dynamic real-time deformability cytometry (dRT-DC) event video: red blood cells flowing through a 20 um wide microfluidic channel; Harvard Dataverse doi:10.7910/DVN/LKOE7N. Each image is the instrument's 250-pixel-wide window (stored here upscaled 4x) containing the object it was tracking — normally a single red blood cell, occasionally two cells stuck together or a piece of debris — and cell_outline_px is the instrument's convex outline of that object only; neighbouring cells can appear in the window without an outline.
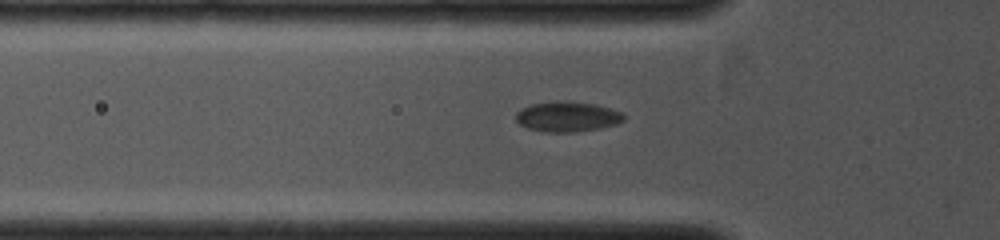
{"species": "common noctule bat (a hibernating species)", "species_latin": "Nyctalus noctula", "temperature_condition": "cold", "stored_images_in_passage": 35, "camera_frame_rate_fps": 4000, "um_per_image_px": 0.085, "animal": {"sex": "female", "body_mass_g": 19.0, "forearm_length_mm": 53.3}, "frame": {"image": 1, "passage_image": 4, "time_ms": 1.0, "image_size_px": [1000, 240], "cell_outline_px": [[624, 120], [616, 124], [600, 128], [576, 132], [544, 132], [528, 128], [520, 124], [516, 120], [516, 112], [520, 108], [532, 104], [556, 100], [596, 104], [624, 112]], "centroid_in_image_um": [48.22, 9.91], "position_along_channel_um": 77.6, "area_um2": 19.13}}
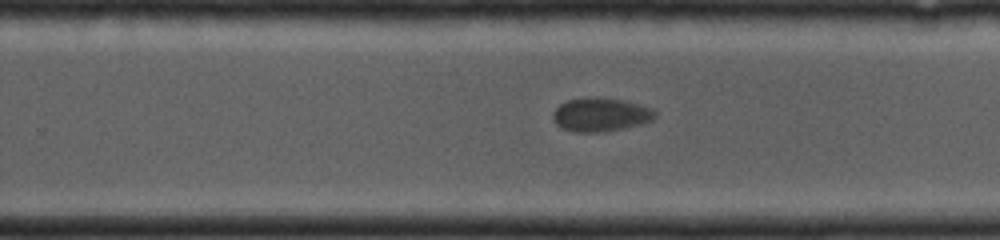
{"frame": {"image": 2, "passage_image": 20, "time_ms": 5.0, "image_size_px": [1000, 240], "cell_outline_px": [[656, 120], [628, 128], [608, 132], [572, 132], [560, 128], [552, 120], [552, 116], [556, 108], [560, 104], [568, 100], [620, 100], [652, 108], [656, 112]], "centroid_in_image_um": [51.08, 9.82], "position_along_channel_um": 278.7, "area_um2": 19.65}}
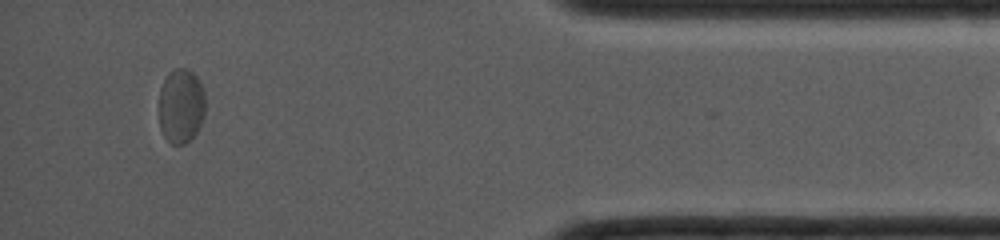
{"frame": {"image": 3, "passage_image": 34, "time_ms": 8.5, "image_size_px": [1000, 240], "cell_outline_px": [[204, 116], [196, 132], [184, 144], [172, 144], [164, 136], [160, 128], [160, 88], [168, 72], [176, 68], [184, 68], [192, 72], [200, 80], [204, 92]], "centroid_in_image_um": [15.39, 8.98], "position_along_channel_um": 419.8, "area_um2": 20.0}}